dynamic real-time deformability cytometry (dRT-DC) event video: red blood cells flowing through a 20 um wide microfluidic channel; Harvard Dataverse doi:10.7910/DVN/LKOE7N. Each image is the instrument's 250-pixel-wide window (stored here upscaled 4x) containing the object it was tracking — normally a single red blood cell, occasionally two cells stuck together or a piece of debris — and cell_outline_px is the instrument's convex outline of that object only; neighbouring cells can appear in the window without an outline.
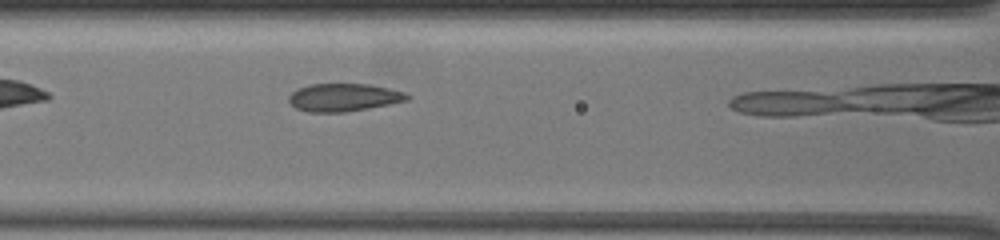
{"species": "common noctule bat (a hibernating species)", "species_latin": "Nyctalus noctula", "temperature_condition": "warm", "stored_images_in_passage": 8, "camera_frame_rate_fps": 3000, "um_per_image_px": 0.085, "animal": {"sex": "female", "body_mass_g": 19.5, "forearm_length_mm": 54.1}, "frame": {"image": 1, "passage_image": 4, "time_ms": 1.0, "image_size_px": [1000, 240], "cell_outline_px": [[408, 100], [368, 108], [344, 112], [308, 112], [296, 108], [288, 100], [288, 96], [292, 92], [300, 88], [312, 84], [368, 84], [388, 88], [404, 92], [408, 96]], "centroid_in_image_um": [29.19, 8.28], "position_along_channel_um": 137.4, "area_um2": 18.9}}
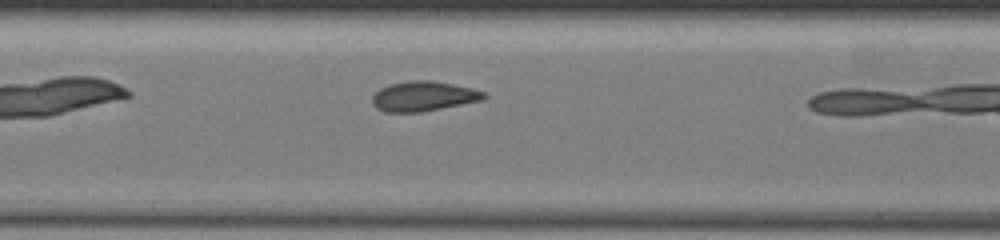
{"frame": {"image": 2, "passage_image": 7, "time_ms": 2.0, "image_size_px": [1000, 240], "cell_outline_px": [[488, 96], [484, 100], [420, 112], [384, 112], [376, 108], [372, 104], [372, 96], [380, 88], [388, 84], [412, 80], [432, 80], [472, 88], [484, 92]], "centroid_in_image_um": [35.99, 8.18], "position_along_channel_um": 171.4, "area_um2": 19.54}}